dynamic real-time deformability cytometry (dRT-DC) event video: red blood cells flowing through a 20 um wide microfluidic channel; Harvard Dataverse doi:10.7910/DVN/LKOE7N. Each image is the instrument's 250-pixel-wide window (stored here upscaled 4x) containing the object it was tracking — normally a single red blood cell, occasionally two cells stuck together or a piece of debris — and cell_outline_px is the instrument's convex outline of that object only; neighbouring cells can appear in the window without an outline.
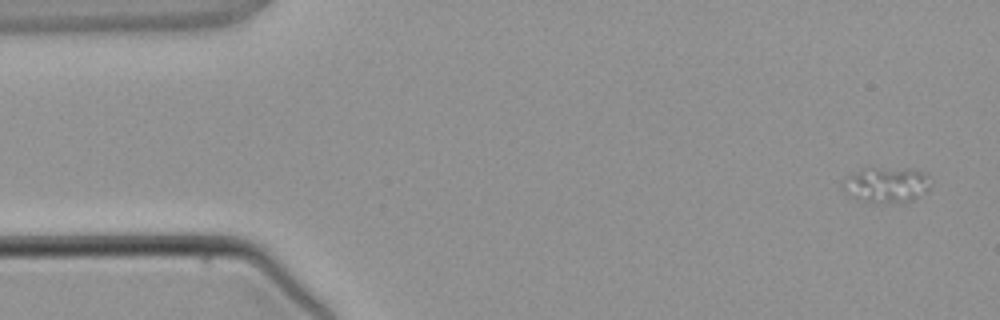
{"species": "common noctule bat (a hibernating species)", "species_latin": "Nyctalus noctula", "temperature_condition": "warm", "stored_images_in_passage": 5, "segment_of_instrument_passage": [1, 2], "camera_frame_rate_fps": 3000, "um_per_image_px": 0.085, "animal": {"sex": "male", "body_mass_g": 21.5, "forearm_length_mm": 52.0}, "frame": {"image": 1, "passage_image": 1, "time_ms": 0.0, "image_size_px": [1000, 320], "cell_outline_px": [[932, 184], [928, 188], [916, 196], [900, 204], [880, 204], [856, 200], [848, 196], [844, 192], [840, 184], [840, 180], [864, 168], [912, 168], [928, 172]], "centroid_in_image_um": [75.3, 15.71], "position_along_channel_um": 9.7, "area_um2": 18.9}}
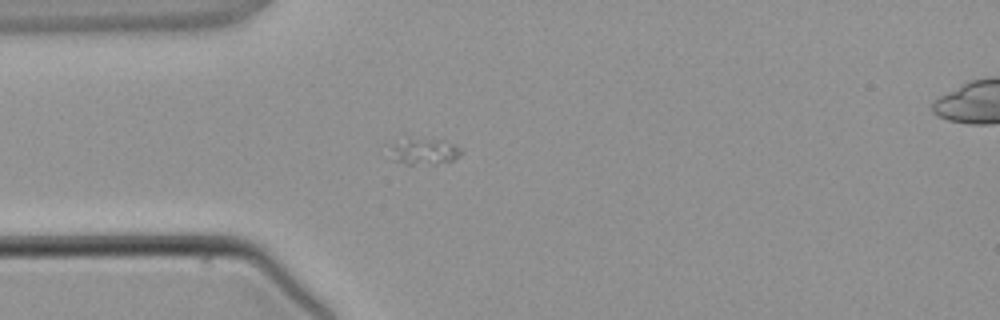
{"frame": {"image": 2, "passage_image": 4, "time_ms": 3.333, "image_size_px": [1000, 320], "cell_outline_px": [[464, 152], [460, 156], [452, 160], [436, 164], [404, 164], [392, 160], [380, 152], [384, 144], [408, 140], [444, 140], [456, 144], [464, 148]], "centroid_in_image_um": [35.89, 12.89], "position_along_channel_um": 49.1, "area_um2": 11.73}}